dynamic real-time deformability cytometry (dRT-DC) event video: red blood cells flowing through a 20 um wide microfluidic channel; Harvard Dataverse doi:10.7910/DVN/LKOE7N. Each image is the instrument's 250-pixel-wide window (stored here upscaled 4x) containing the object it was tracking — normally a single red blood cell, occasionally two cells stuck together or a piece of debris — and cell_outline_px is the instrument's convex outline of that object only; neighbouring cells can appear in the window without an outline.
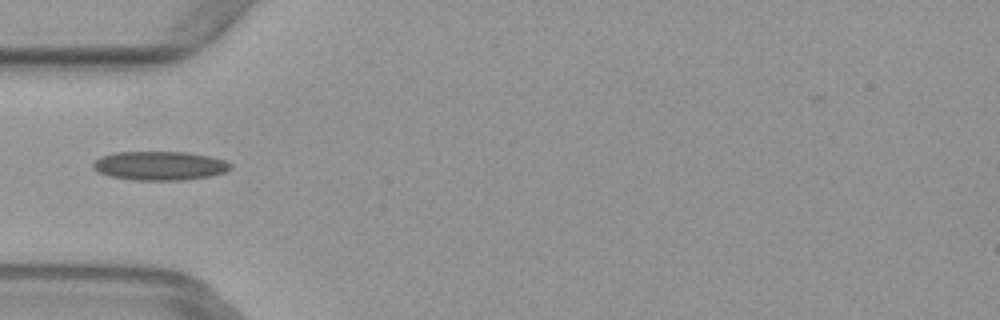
{"species": "common noctule bat (a hibernating species)", "species_latin": "Nyctalus noctula", "temperature_condition": "warm", "stored_images_in_passage": 5, "camera_frame_rate_fps": 3000, "um_per_image_px": 0.085, "animal": {"sex": "female", "body_mass_g": 29.2, "forearm_length_mm": 56.3}, "frame": {"image": 1, "passage_image": 4, "time_ms": 1.0, "image_size_px": [1000, 320], "cell_outline_px": [[232, 164], [224, 172], [212, 176], [180, 180], [136, 180], [108, 176], [92, 168], [92, 164], [100, 156], [116, 152], [184, 152], [208, 156], [224, 160]], "centroid_in_image_um": [13.54, 14.09], "position_along_channel_um": 71.5, "area_um2": 23.0}}